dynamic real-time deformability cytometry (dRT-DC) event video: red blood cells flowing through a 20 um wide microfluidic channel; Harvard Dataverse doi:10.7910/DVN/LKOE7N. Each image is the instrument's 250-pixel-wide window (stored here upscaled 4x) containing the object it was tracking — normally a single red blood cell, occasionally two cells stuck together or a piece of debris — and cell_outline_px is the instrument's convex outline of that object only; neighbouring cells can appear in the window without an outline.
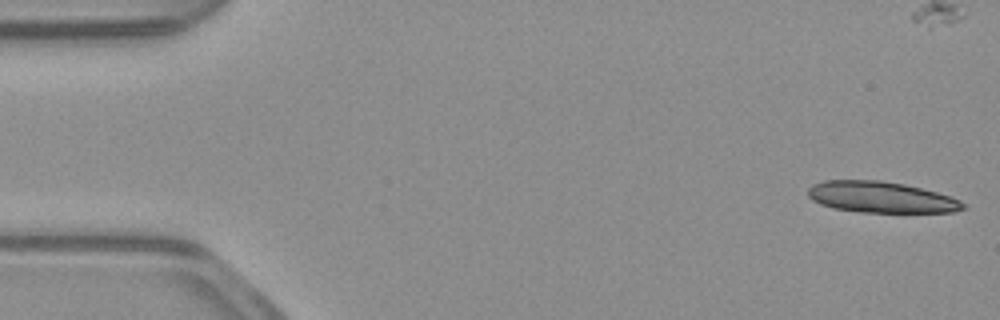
{"species": "common noctule bat (a hibernating species)", "species_latin": "Nyctalus noctula", "temperature_condition": "warm", "stored_images_in_passage": 14, "camera_frame_rate_fps": 3000, "um_per_image_px": 0.085, "animal": {"sex": "male", "body_mass_g": 23.1, "forearm_length_mm": 52.7}, "frame": {"image": 1, "passage_image": 1, "time_ms": 0.0, "image_size_px": [1000, 320], "cell_outline_px": [[964, 208], [952, 212], [860, 212], [832, 208], [820, 204], [812, 200], [808, 196], [808, 188], [812, 184], [824, 180], [880, 180], [904, 184], [952, 196], [960, 200], [964, 204]], "centroid_in_image_um": [74.85, 16.75], "position_along_channel_um": 10.2, "area_um2": 28.15}}